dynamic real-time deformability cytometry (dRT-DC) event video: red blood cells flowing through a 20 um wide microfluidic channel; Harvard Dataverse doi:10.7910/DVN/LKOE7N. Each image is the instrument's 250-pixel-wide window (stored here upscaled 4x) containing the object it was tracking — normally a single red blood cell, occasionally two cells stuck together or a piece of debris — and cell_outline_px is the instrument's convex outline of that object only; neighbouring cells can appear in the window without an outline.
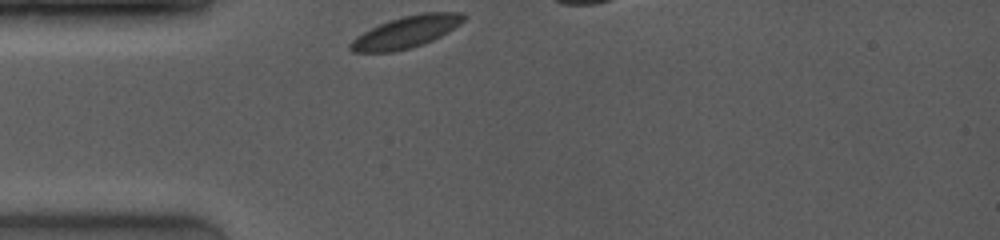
{"species": "common noctule bat (a hibernating species)", "species_latin": "Nyctalus noctula", "temperature_condition": "room temperature", "stored_images_in_passage": 52, "camera_frame_rate_fps": 4000, "um_per_image_px": 0.085, "animal": {"sex": "female", "body_mass_g": 19.0, "forearm_length_mm": 53.3}, "frame": {"image": 1, "passage_image": 1, "time_ms": 0.0, "image_size_px": [1000, 240], "cell_outline_px": [[468, 16], [460, 24], [448, 32], [432, 40], [408, 48], [392, 52], [352, 52], [348, 48], [348, 44], [356, 36], [388, 20], [404, 16], [424, 12], [464, 12]], "centroid_in_image_um": [34.53, 2.71], "position_along_channel_um": 50.5, "area_um2": 20.87}}
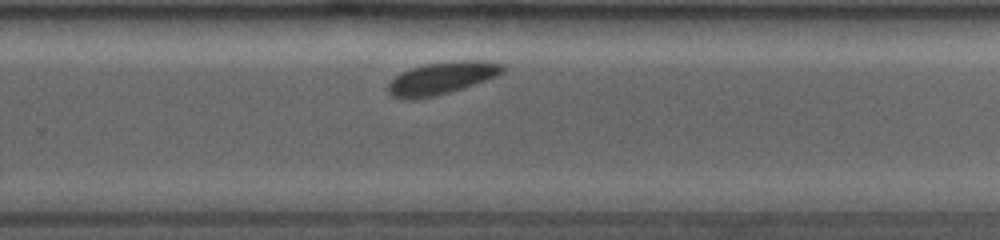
{"frame": {"image": 2, "passage_image": 39, "time_ms": 6.5, "image_size_px": [1000, 240], "cell_outline_px": [[504, 72], [496, 76], [448, 92], [432, 96], [412, 100], [392, 96], [388, 92], [388, 84], [400, 72], [424, 64], [448, 60], [484, 60], [504, 64]], "centroid_in_image_um": [37.54, 6.61], "position_along_channel_um": 292.3, "area_um2": 21.44}}
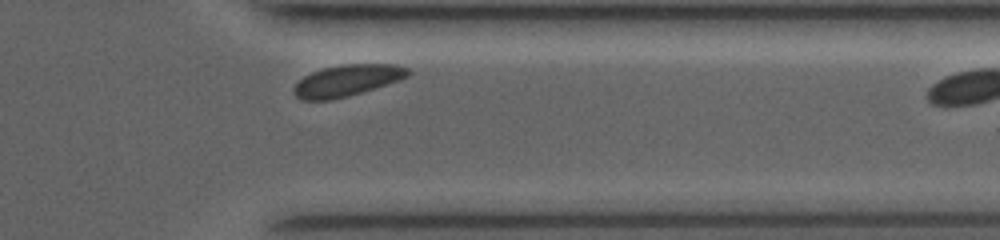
{"frame": {"image": 3, "passage_image": 51, "time_ms": 8.75, "image_size_px": [1000, 240], "cell_outline_px": [[412, 72], [408, 76], [400, 80], [348, 96], [332, 100], [300, 100], [292, 92], [292, 88], [304, 76], [312, 72], [324, 68], [344, 64], [396, 64], [408, 68]], "centroid_in_image_um": [29.5, 6.84], "position_along_channel_um": 381.9, "area_um2": 20.92}}